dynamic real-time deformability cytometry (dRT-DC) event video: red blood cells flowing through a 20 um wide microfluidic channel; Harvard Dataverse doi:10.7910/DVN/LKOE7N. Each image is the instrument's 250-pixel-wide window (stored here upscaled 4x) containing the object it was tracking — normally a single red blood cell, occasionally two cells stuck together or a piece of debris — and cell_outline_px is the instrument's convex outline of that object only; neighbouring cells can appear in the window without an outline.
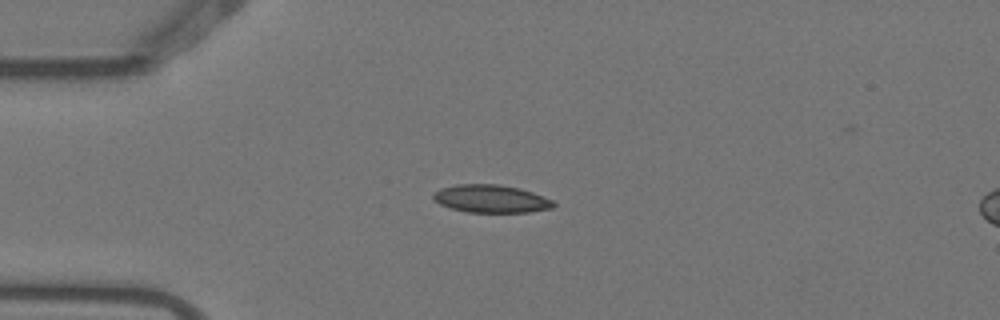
{"species": "Egyptian fruit bat (a non-hibernating species)", "species_latin": "Rousettus aegyptiacus", "temperature_condition": "warm", "stored_images_in_passage": 3, "camera_frame_rate_fps": 3000, "um_per_image_px": 0.085, "animal": {"sex": "female"}, "frame": {"image": 1, "passage_image": 3, "time_ms": 0.667, "image_size_px": [1000, 320], "cell_outline_px": [[556, 204], [552, 208], [528, 212], [468, 212], [452, 208], [440, 204], [432, 196], [432, 192], [440, 188], [456, 184], [500, 184], [520, 188], [544, 196], [552, 200]], "centroid_in_image_um": [41.74, 16.88], "position_along_channel_um": 43.3, "area_um2": 19.54}}